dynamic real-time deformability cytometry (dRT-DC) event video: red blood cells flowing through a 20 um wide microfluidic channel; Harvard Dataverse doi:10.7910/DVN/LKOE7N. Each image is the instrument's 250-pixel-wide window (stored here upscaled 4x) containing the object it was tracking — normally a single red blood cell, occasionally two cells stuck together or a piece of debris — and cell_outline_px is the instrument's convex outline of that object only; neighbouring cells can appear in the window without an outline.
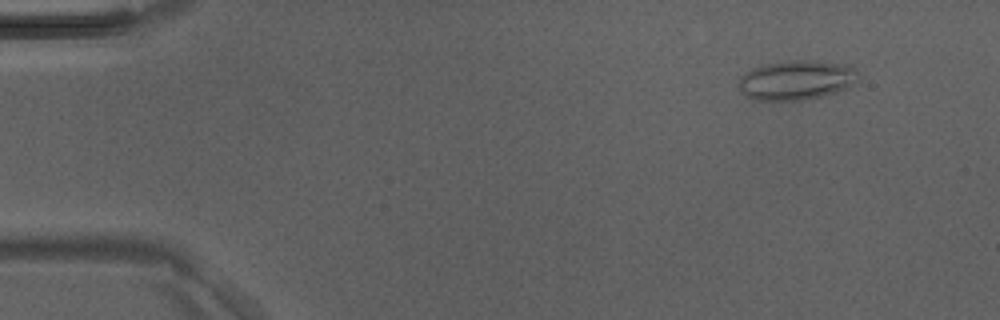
{"species": "Egyptian fruit bat (a non-hibernating species)", "species_latin": "Rousettus aegyptiacus", "temperature_condition": "room temperature", "stored_images_in_passage": 14, "camera_frame_rate_fps": 3000, "um_per_image_px": 0.085, "animal": {"sex": "male"}, "frame": {"image": 1, "passage_image": 5, "time_ms": 1.333, "image_size_px": [1000, 320], "cell_outline_px": [[860, 80], [836, 92], [804, 100], [756, 100], [740, 92], [736, 84], [740, 76], [752, 68], [768, 64], [792, 60], [816, 60], [848, 64], [852, 68]], "centroid_in_image_um": [67.66, 6.8], "position_along_channel_um": 17.3, "area_um2": 27.57}}